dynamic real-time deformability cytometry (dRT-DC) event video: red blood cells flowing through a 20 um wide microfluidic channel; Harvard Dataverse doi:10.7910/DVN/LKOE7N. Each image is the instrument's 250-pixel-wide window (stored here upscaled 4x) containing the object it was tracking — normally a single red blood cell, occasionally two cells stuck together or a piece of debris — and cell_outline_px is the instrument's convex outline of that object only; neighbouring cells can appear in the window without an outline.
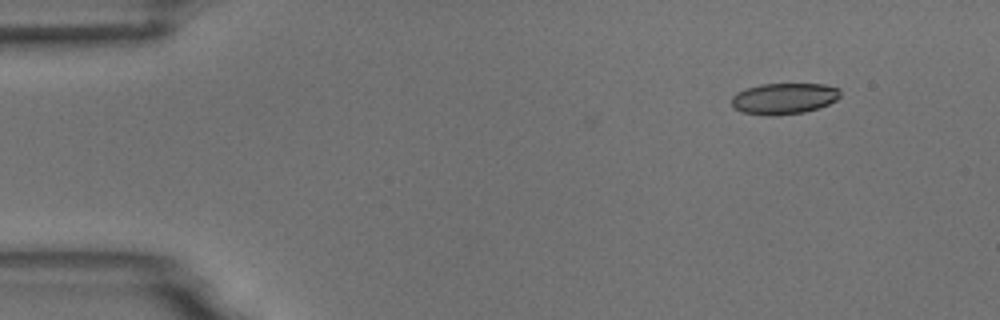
{"species": "common noctule bat (a hibernating species)", "species_latin": "Nyctalus noctula", "temperature_condition": "room temperature", "stored_images_in_passage": 5, "camera_frame_rate_fps": 3000, "um_per_image_px": 0.085, "animal": {"sex": "male", "body_mass_g": 18.8}, "frame": {"image": 1, "passage_image": 2, "time_ms": 0.333, "image_size_px": [1000, 320], "cell_outline_px": [[840, 96], [836, 100], [828, 104], [804, 112], [772, 116], [768, 116], [740, 112], [732, 108], [732, 96], [736, 92], [760, 84], [824, 84], [840, 88]], "centroid_in_image_um": [66.61, 8.38], "position_along_channel_um": 18.4, "area_um2": 19.83}}
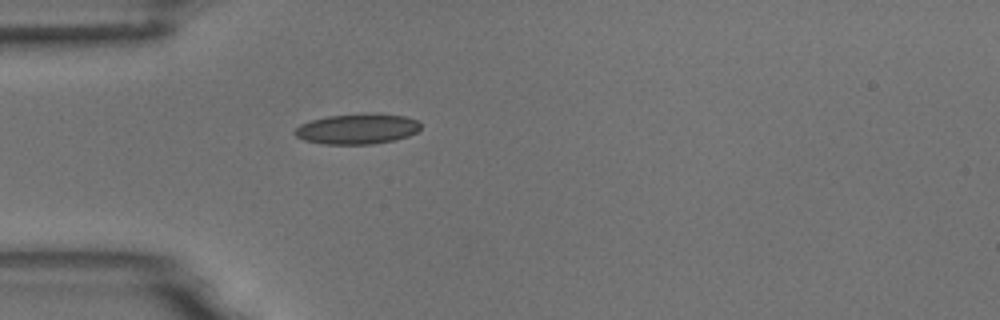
{"frame": {"image": 2, "passage_image": 5, "time_ms": 1.333, "image_size_px": [1000, 320], "cell_outline_px": [[420, 128], [416, 132], [408, 136], [396, 140], [372, 144], [324, 144], [304, 140], [296, 136], [292, 132], [300, 124], [312, 120], [328, 116], [376, 112], [404, 116], [416, 120], [420, 124]], "centroid_in_image_um": [30.37, 10.95], "position_along_channel_um": 54.6, "area_um2": 22.43}}